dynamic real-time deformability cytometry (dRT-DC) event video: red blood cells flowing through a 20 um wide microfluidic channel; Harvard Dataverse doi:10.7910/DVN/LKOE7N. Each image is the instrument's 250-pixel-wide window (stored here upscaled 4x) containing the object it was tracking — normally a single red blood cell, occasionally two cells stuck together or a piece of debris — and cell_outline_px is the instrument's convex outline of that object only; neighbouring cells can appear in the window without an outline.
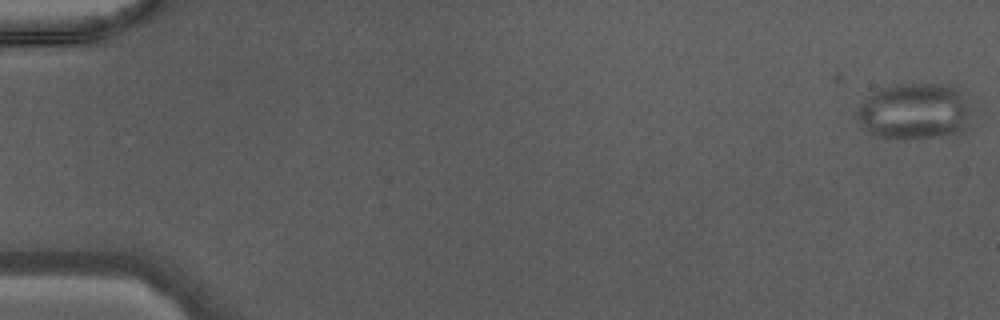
{"species": "Egyptian fruit bat (a non-hibernating species)", "species_latin": "Rousettus aegyptiacus", "temperature_condition": "warm", "stored_images_in_passage": 46, "camera_frame_rate_fps": 3000, "um_per_image_px": 0.085, "animal": {"sex": "male"}, "frame": {"image": 1, "passage_image": 1, "time_ms": 0.0, "image_size_px": [1000, 320], "cell_outline_px": [[968, 128], [964, 132], [936, 136], [876, 136], [864, 128], [856, 116], [856, 108], [872, 92], [880, 88], [892, 84], [948, 84], [968, 92]], "centroid_in_image_um": [77.77, 9.4], "position_along_channel_um": 7.2, "area_um2": 37.4}}
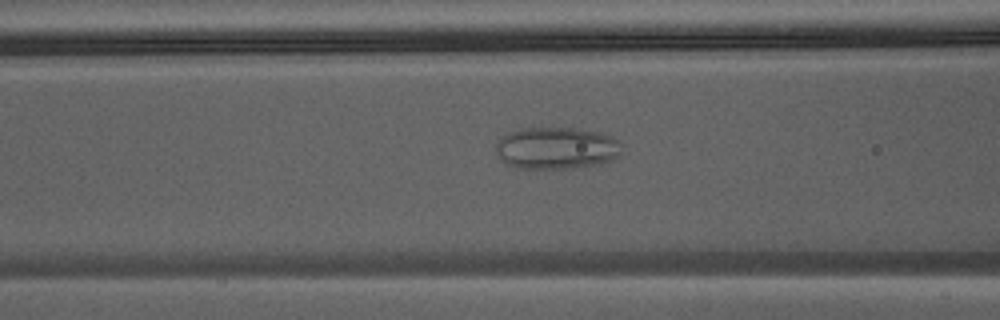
{"frame": {"image": 2, "passage_image": 20, "time_ms": 6.333, "image_size_px": [1000, 320], "cell_outline_px": [[620, 156], [612, 160], [600, 164], [572, 168], [516, 168], [504, 164], [496, 156], [496, 140], [500, 136], [508, 132], [520, 128], [576, 128], [604, 132], [612, 136], [616, 140], [620, 152]], "centroid_in_image_um": [47.23, 12.58], "position_along_channel_um": 119.4, "area_um2": 31.33}}
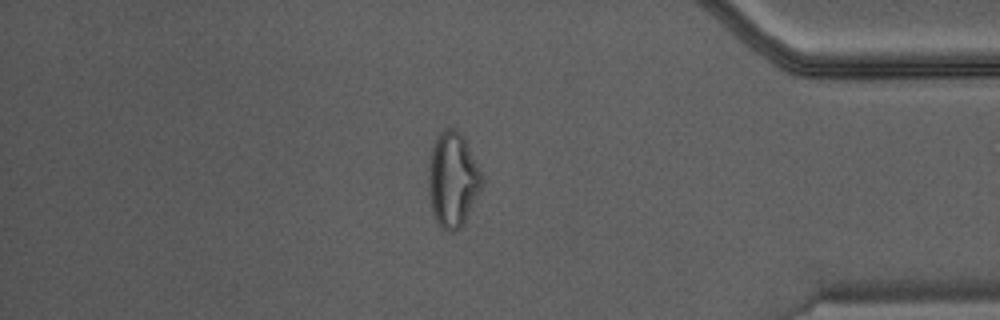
{"frame": {"image": 3, "passage_image": 40, "time_ms": 13.0, "image_size_px": [1000, 320], "cell_outline_px": [[484, 184], [464, 224], [456, 232], [448, 232], [436, 220], [432, 208], [428, 188], [428, 168], [432, 144], [440, 132], [444, 128], [456, 128], [460, 132], [484, 176]], "centroid_in_image_um": [38.5, 15.27], "position_along_channel_um": 396.7, "area_um2": 29.77}}